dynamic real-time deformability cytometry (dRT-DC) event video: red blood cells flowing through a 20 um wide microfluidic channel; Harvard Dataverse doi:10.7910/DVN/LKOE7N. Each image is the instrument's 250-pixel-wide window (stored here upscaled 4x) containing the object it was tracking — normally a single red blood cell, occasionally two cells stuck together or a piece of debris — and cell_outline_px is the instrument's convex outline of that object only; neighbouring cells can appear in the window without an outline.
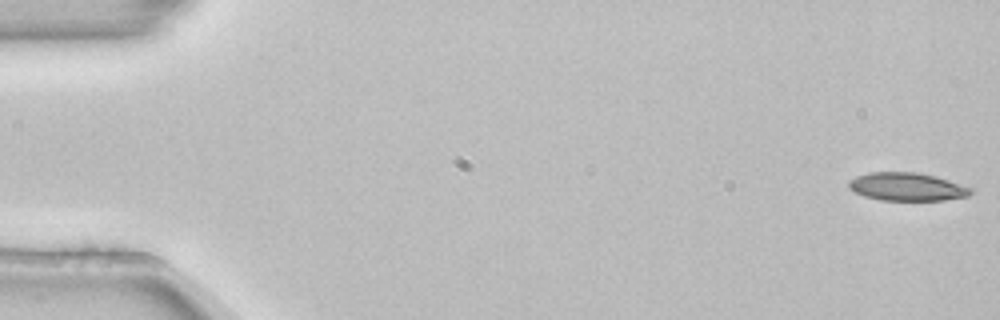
{"species": "common noctule bat (a hibernating species)", "species_latin": "Nyctalus noctula", "temperature_condition": "room temperature", "stored_images_in_passage": 4, "segment_of_instrument_passage": [1, 2], "camera_frame_rate_fps": 3000, "um_per_image_px": 0.085, "animal": {"sex": "female", "body_mass_g": 22.7, "forearm_length_mm": 54.2}, "frame": {"image": 1, "passage_image": 1, "time_ms": 0.0, "image_size_px": [1000, 320], "cell_outline_px": [[972, 192], [968, 196], [944, 200], [880, 200], [864, 196], [848, 188], [848, 180], [856, 176], [872, 172], [920, 172], [936, 176], [972, 188]], "centroid_in_image_um": [77.08, 15.87], "position_along_channel_um": 7.9, "area_um2": 20.0}}
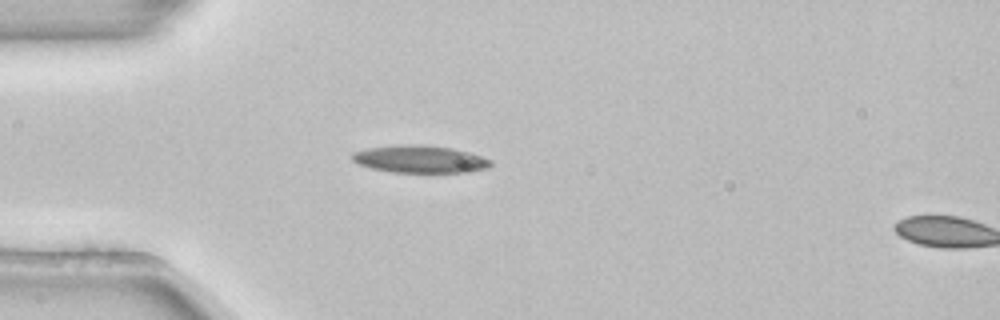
{"frame": {"image": 2, "passage_image": 3, "time_ms": 0.667, "image_size_px": [1000, 320], "cell_outline_px": [[492, 164], [488, 168], [464, 172], [392, 172], [372, 168], [360, 164], [352, 160], [352, 152], [368, 148], [396, 144], [424, 144], [452, 148], [468, 152], [492, 160]], "centroid_in_image_um": [35.68, 13.51], "position_along_channel_um": 49.3, "area_um2": 22.14}}